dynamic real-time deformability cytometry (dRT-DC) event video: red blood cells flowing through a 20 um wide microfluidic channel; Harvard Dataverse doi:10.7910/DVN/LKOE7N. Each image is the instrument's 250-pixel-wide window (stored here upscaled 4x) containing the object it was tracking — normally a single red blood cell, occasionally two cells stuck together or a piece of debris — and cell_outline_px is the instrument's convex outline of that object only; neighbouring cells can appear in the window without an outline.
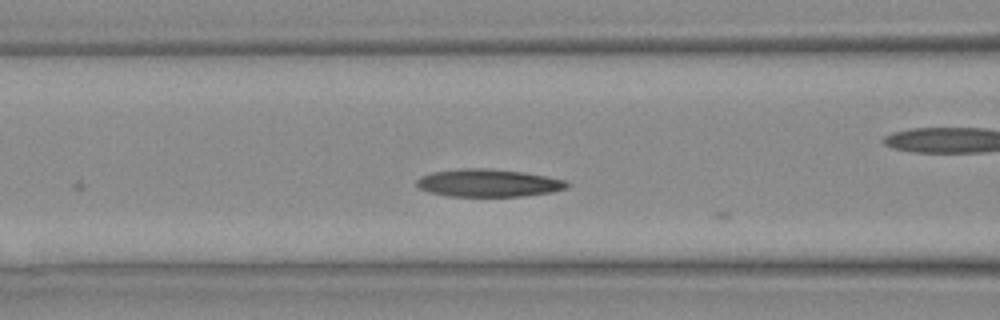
{"species": "Egyptian fruit bat (a non-hibernating species)", "species_latin": "Rousettus aegyptiacus", "temperature_condition": "warm", "stored_images_in_passage": 5, "camera_frame_rate_fps": 3000, "um_per_image_px": 0.085, "animal": {"sex": "female"}, "frame": {"image": 1, "passage_image": 4, "time_ms": 1.0, "image_size_px": [1000, 320], "cell_outline_px": [[568, 188], [552, 192], [524, 196], [448, 196], [428, 192], [420, 188], [416, 184], [416, 180], [420, 176], [432, 172], [460, 168], [488, 168], [524, 172], [564, 180], [568, 184]], "centroid_in_image_um": [41.48, 15.55], "position_along_channel_um": 125.1, "area_um2": 24.28}}